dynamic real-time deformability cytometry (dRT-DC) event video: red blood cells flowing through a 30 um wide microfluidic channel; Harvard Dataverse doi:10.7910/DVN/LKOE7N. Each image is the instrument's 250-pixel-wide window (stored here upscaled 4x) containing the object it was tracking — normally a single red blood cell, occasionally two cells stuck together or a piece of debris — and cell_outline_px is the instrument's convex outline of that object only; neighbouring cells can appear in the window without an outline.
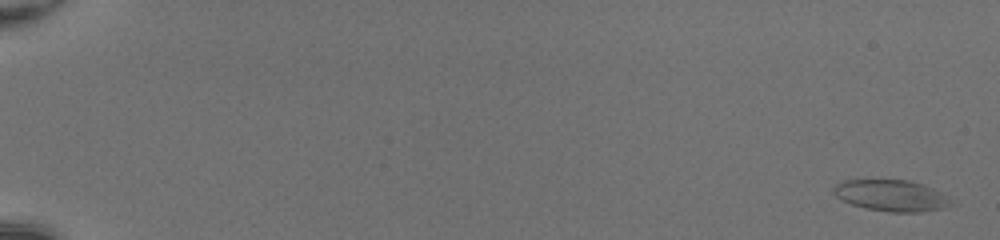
{"species": "common noctule bat (a hibernating species)", "species_latin": "Nyctalus noctula", "temperature_condition": "room temperature", "stored_images_in_passage": 52, "camera_frame_rate_fps": 3000, "um_per_image_px": 0.085, "animal": {"sex": "female", "body_mass_g": 20.0, "forearm_length_mm": 54.0}, "frame": {"image": 1, "passage_image": 2, "time_ms": 0.333, "image_size_px": [1000, 240], "cell_outline_px": [[948, 204], [944, 208], [920, 212], [888, 212], [864, 208], [852, 204], [836, 196], [832, 192], [832, 188], [836, 184], [844, 180], [908, 180], [924, 184], [932, 188], [944, 196]], "centroid_in_image_um": [75.67, 16.62], "position_along_channel_um": 9.3, "area_um2": 21.04}}
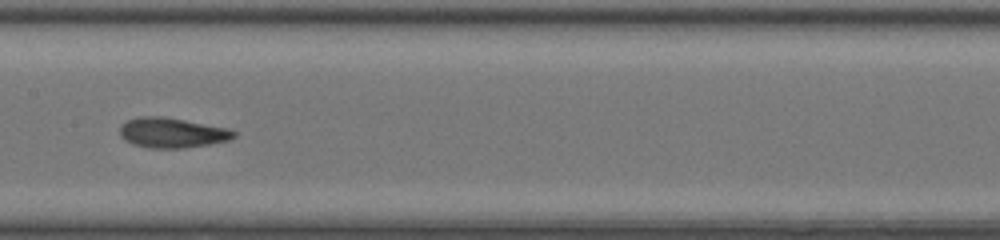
{"frame": {"image": 2, "passage_image": 30, "time_ms": 9.667, "image_size_px": [1000, 240], "cell_outline_px": [[236, 136], [228, 140], [208, 144], [184, 148], [152, 148], [132, 144], [124, 140], [120, 136], [120, 124], [128, 120], [140, 116], [164, 116], [228, 128], [236, 132]], "centroid_in_image_um": [14.59, 11.28], "position_along_channel_um": 192.8, "area_um2": 20.0}}
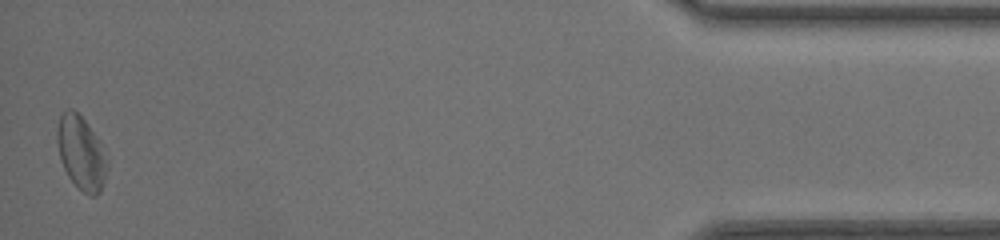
{"frame": {"image": 3, "passage_image": 52, "time_ms": 17.0, "image_size_px": [1000, 240], "cell_outline_px": [[108, 168], [100, 192], [96, 196], [88, 196], [68, 176], [60, 160], [56, 140], [56, 132], [60, 116], [68, 108], [72, 108], [88, 124], [100, 140]], "centroid_in_image_um": [6.89, 12.99], "position_along_channel_um": 428.3, "area_um2": 21.33}, "authors_computed_cell_mechanics": {"area_um2": 20.1722, "velocity_mm_per_s": 4.2148, "shape_relaxation_time_tau1_ms": null, "shape_relaxation_time_tau2_ms": 1.9298, "deformation_change_tau1": null, "deformation_change_tau2": 0.084}}